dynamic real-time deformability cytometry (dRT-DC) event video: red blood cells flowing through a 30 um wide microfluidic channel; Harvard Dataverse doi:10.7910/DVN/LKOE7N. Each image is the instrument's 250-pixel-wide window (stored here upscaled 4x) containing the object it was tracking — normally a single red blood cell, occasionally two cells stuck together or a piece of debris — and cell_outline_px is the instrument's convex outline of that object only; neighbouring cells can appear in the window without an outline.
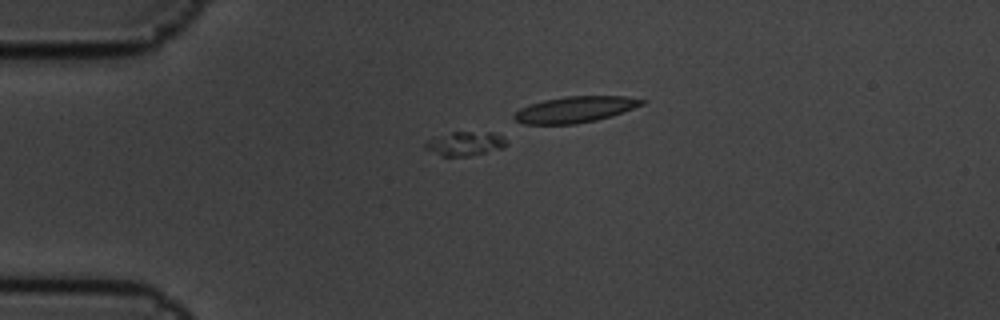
{"species": "common noctule bat (a hibernating species)", "species_latin": "Nyctalus noctula", "temperature_condition": "cold", "stored_images_in_passage": 7, "camera_frame_rate_fps": 3000, "um_per_image_px": 0.085, "animal": {"sex": "male", "body_mass_g": 19.5, "forearm_length_mm": 54.6}, "frame": {"image": 1, "passage_image": 1, "time_ms": 0.0, "image_size_px": [1000, 320], "cell_outline_px": [[508, 144], [504, 148], [468, 156], [440, 156], [424, 148], [424, 144], [428, 140], [452, 132], [496, 132], [504, 136]], "centroid_in_image_um": [39.59, 12.21], "position_along_channel_um": 45.4, "area_um2": 11.44}}
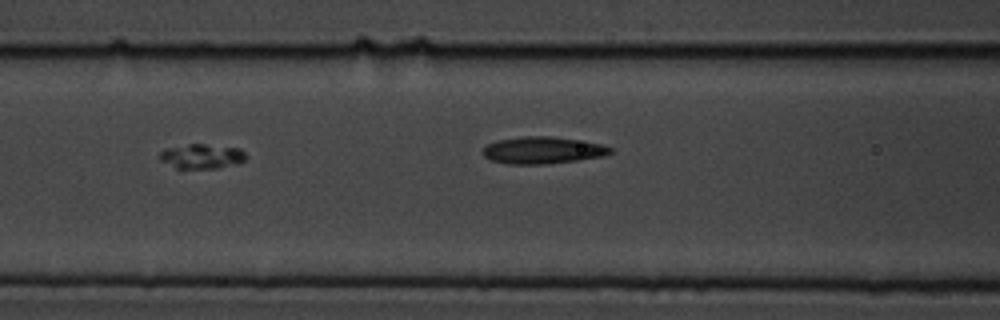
{"frame": {"image": 2, "passage_image": 4, "time_ms": 1.0, "image_size_px": [1000, 320], "cell_outline_px": [[248, 156], [244, 160], [236, 164], [216, 168], [176, 168], [160, 160], [160, 152], [168, 148], [188, 144], [204, 144], [240, 148]], "centroid_in_image_um": [17.18, 13.28], "position_along_channel_um": 149.4, "area_um2": 12.25}}
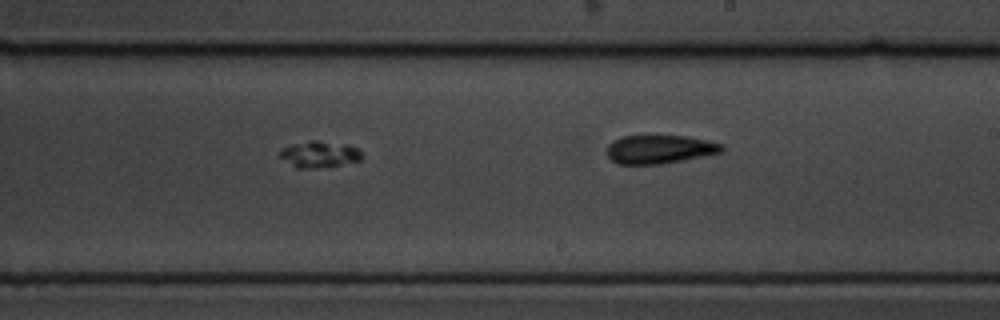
{"frame": {"image": 3, "passage_image": 7, "time_ms": 2.0, "image_size_px": [1000, 320], "cell_outline_px": [[364, 156], [360, 160], [340, 164], [316, 168], [296, 168], [276, 156], [284, 148], [292, 144], [312, 140], [316, 140], [348, 144], [356, 148]], "centroid_in_image_um": [27.11, 13.11], "position_along_channel_um": 261.9, "area_um2": 12.6}}